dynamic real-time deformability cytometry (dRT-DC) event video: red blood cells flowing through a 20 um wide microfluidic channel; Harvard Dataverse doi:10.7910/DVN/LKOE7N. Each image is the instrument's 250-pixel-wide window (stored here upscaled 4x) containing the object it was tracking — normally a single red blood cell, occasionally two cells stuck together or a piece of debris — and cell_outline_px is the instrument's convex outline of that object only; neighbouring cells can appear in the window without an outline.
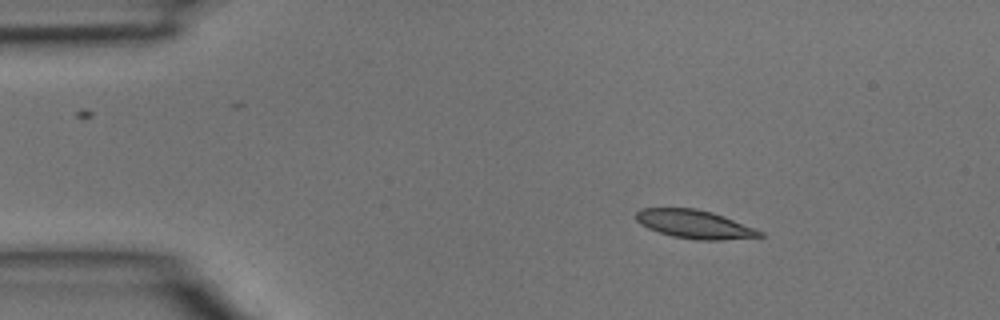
{"species": "common noctule bat (a hibernating species)", "species_latin": "Nyctalus noctula", "temperature_condition": "room temperature", "stored_images_in_passage": 3, "camera_frame_rate_fps": 3000, "um_per_image_px": 0.085, "animal": {"sex": "male", "body_mass_g": 15.6}, "frame": {"image": 1, "passage_image": 1, "time_ms": 0.0, "image_size_px": [1000, 320], "cell_outline_px": [[764, 236], [720, 240], [696, 240], [672, 236], [648, 228], [640, 224], [636, 220], [636, 212], [640, 208], [696, 208], [712, 212], [724, 216], [756, 228], [764, 232]], "centroid_in_image_um": [59.05, 19.05], "position_along_channel_um": 26.0, "area_um2": 20.58}}
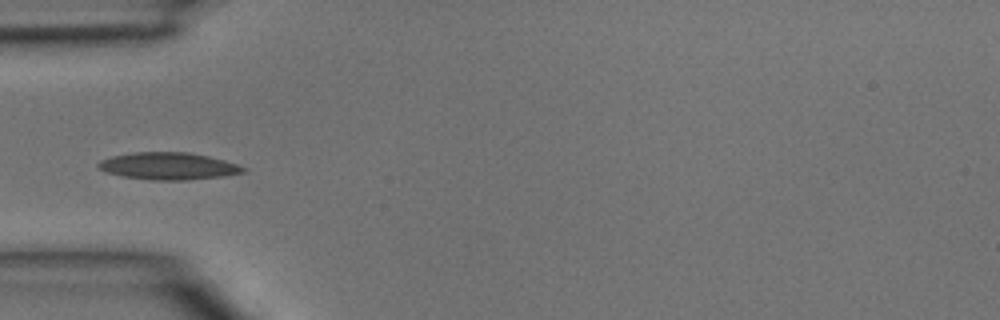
{"frame": {"image": 2, "passage_image": 3, "time_ms": 0.667, "image_size_px": [1000, 320], "cell_outline_px": [[248, 168], [244, 172], [224, 176], [188, 180], [152, 180], [120, 176], [104, 172], [96, 168], [96, 164], [100, 160], [112, 156], [136, 152], [188, 152], [208, 156], [224, 160]], "centroid_in_image_um": [14.27, 14.12], "position_along_channel_um": 70.7, "area_um2": 23.12}}